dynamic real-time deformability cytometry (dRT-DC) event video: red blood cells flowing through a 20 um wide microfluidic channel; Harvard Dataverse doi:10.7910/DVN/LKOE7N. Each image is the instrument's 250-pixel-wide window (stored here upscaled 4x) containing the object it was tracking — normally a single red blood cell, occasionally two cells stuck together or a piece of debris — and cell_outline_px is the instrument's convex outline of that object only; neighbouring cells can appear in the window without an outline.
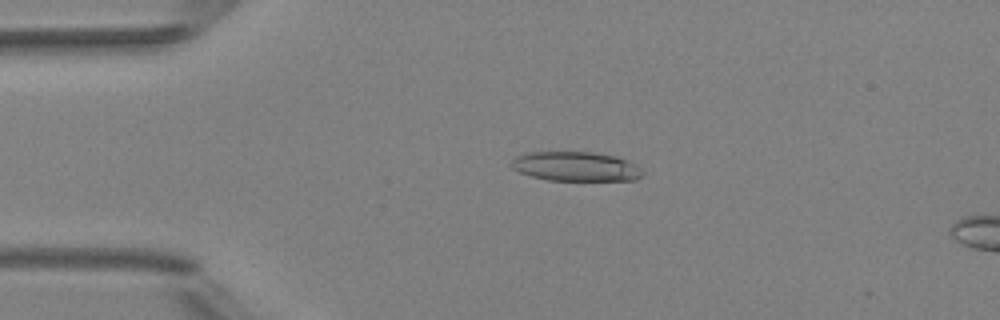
{"species": "Egyptian fruit bat (a non-hibernating species)", "species_latin": "Rousettus aegyptiacus", "temperature_condition": "room temperature", "stored_images_in_passage": 5, "camera_frame_rate_fps": 3000, "um_per_image_px": 0.085, "animal": {"sex": "female"}, "frame": {"image": 1, "passage_image": 3, "time_ms": 3.333, "image_size_px": [1000, 320], "cell_outline_px": [[644, 172], [636, 180], [548, 180], [532, 176], [520, 172], [512, 168], [512, 160], [516, 156], [528, 152], [596, 152], [616, 156], [636, 164]], "centroid_in_image_um": [48.96, 14.14], "position_along_channel_um": 36.0, "area_um2": 22.43}}